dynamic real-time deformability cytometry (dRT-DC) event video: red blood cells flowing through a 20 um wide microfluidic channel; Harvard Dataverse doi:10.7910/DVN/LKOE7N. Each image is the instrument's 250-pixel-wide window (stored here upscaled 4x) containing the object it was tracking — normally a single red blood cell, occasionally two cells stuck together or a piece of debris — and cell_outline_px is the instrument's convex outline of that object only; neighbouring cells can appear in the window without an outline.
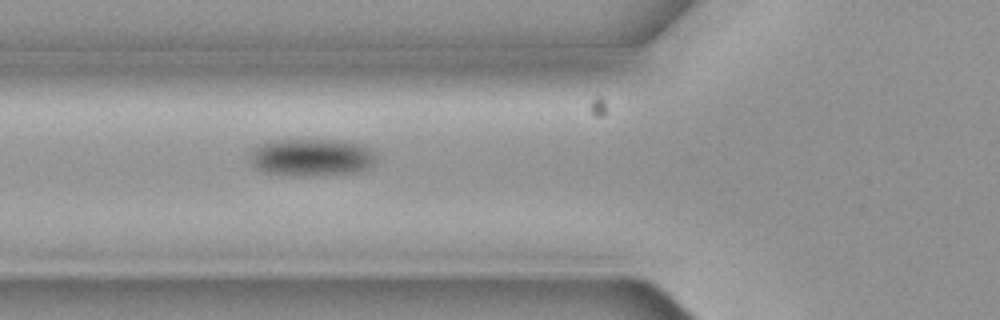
{"species": "common noctule bat (a hibernating species)", "species_latin": "Nyctalus noctula", "temperature_condition": "cold", "stored_images_in_passage": 6, "camera_frame_rate_fps": 3000, "um_per_image_px": 0.085, "animal": {"sex": "female", "body_mass_g": 19.3, "forearm_length_mm": 54.1}, "frame": {"image": 1, "passage_image": 6, "time_ms": 1.667, "image_size_px": [1000, 320], "cell_outline_px": [[372, 164], [368, 168], [352, 172], [304, 176], [292, 176], [264, 172], [256, 168], [248, 160], [248, 152], [260, 144], [272, 140], [336, 140], [356, 144], [364, 148], [372, 156]], "centroid_in_image_um": [26.29, 13.38], "position_along_channel_um": 99.5, "area_um2": 26.93}}